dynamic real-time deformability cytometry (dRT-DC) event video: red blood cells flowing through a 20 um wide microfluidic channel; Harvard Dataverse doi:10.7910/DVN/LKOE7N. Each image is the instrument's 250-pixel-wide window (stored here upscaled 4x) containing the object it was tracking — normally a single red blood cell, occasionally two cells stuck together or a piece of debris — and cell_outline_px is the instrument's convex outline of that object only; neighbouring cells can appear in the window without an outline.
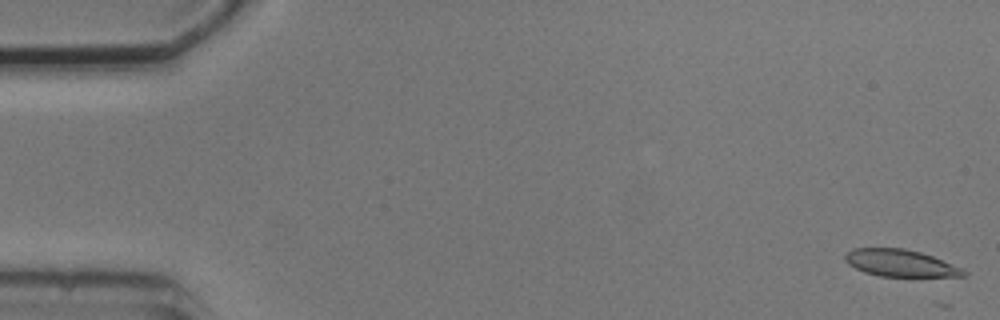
{"species": "common noctule bat (a hibernating species)", "species_latin": "Nyctalus noctula", "temperature_condition": "cold", "stored_images_in_passage": 4, "camera_frame_rate_fps": 3000, "um_per_image_px": 0.085, "animal": {"sex": "male", "body_mass_g": 20.5, "forearm_length_mm": 52.5}, "frame": {"image": 1, "passage_image": 1, "time_ms": 0.0, "image_size_px": [1000, 320], "cell_outline_px": [[968, 276], [880, 276], [864, 272], [848, 264], [844, 260], [844, 256], [852, 248], [904, 248], [920, 252], [932, 256], [964, 268], [968, 272]], "centroid_in_image_um": [76.55, 22.36], "position_along_channel_um": 8.4, "area_um2": 18.67}}